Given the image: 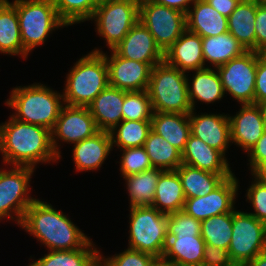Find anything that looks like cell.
<instances>
[{
	"instance_id": "obj_13",
	"label": "cell",
	"mask_w": 266,
	"mask_h": 266,
	"mask_svg": "<svg viewBox=\"0 0 266 266\" xmlns=\"http://www.w3.org/2000/svg\"><path fill=\"white\" fill-rule=\"evenodd\" d=\"M98 131L88 107L64 104L51 131L53 149L57 156L61 158L60 144L57 143L59 140L75 144L93 136Z\"/></svg>"
},
{
	"instance_id": "obj_39",
	"label": "cell",
	"mask_w": 266,
	"mask_h": 266,
	"mask_svg": "<svg viewBox=\"0 0 266 266\" xmlns=\"http://www.w3.org/2000/svg\"><path fill=\"white\" fill-rule=\"evenodd\" d=\"M120 172L122 177L140 173L153 168L145 148L134 147L121 149Z\"/></svg>"
},
{
	"instance_id": "obj_50",
	"label": "cell",
	"mask_w": 266,
	"mask_h": 266,
	"mask_svg": "<svg viewBox=\"0 0 266 266\" xmlns=\"http://www.w3.org/2000/svg\"><path fill=\"white\" fill-rule=\"evenodd\" d=\"M246 266H266V251L257 255Z\"/></svg>"
},
{
	"instance_id": "obj_47",
	"label": "cell",
	"mask_w": 266,
	"mask_h": 266,
	"mask_svg": "<svg viewBox=\"0 0 266 266\" xmlns=\"http://www.w3.org/2000/svg\"><path fill=\"white\" fill-rule=\"evenodd\" d=\"M215 10L225 17H229L235 10L238 0H208L207 1Z\"/></svg>"
},
{
	"instance_id": "obj_48",
	"label": "cell",
	"mask_w": 266,
	"mask_h": 266,
	"mask_svg": "<svg viewBox=\"0 0 266 266\" xmlns=\"http://www.w3.org/2000/svg\"><path fill=\"white\" fill-rule=\"evenodd\" d=\"M151 2L187 13L194 0H149ZM191 4V5H190Z\"/></svg>"
},
{
	"instance_id": "obj_43",
	"label": "cell",
	"mask_w": 266,
	"mask_h": 266,
	"mask_svg": "<svg viewBox=\"0 0 266 266\" xmlns=\"http://www.w3.org/2000/svg\"><path fill=\"white\" fill-rule=\"evenodd\" d=\"M202 266H235L228 250L212 245H205Z\"/></svg>"
},
{
	"instance_id": "obj_9",
	"label": "cell",
	"mask_w": 266,
	"mask_h": 266,
	"mask_svg": "<svg viewBox=\"0 0 266 266\" xmlns=\"http://www.w3.org/2000/svg\"><path fill=\"white\" fill-rule=\"evenodd\" d=\"M232 231L228 253L235 266H246L266 251V224L249 212L233 211Z\"/></svg>"
},
{
	"instance_id": "obj_35",
	"label": "cell",
	"mask_w": 266,
	"mask_h": 266,
	"mask_svg": "<svg viewBox=\"0 0 266 266\" xmlns=\"http://www.w3.org/2000/svg\"><path fill=\"white\" fill-rule=\"evenodd\" d=\"M151 131V120H122L111 131L112 148L142 147Z\"/></svg>"
},
{
	"instance_id": "obj_32",
	"label": "cell",
	"mask_w": 266,
	"mask_h": 266,
	"mask_svg": "<svg viewBox=\"0 0 266 266\" xmlns=\"http://www.w3.org/2000/svg\"><path fill=\"white\" fill-rule=\"evenodd\" d=\"M202 51L204 62L208 61L216 68L242 55L246 50L230 32H226L217 36L202 37Z\"/></svg>"
},
{
	"instance_id": "obj_45",
	"label": "cell",
	"mask_w": 266,
	"mask_h": 266,
	"mask_svg": "<svg viewBox=\"0 0 266 266\" xmlns=\"http://www.w3.org/2000/svg\"><path fill=\"white\" fill-rule=\"evenodd\" d=\"M256 52L266 48V5L257 0L255 16Z\"/></svg>"
},
{
	"instance_id": "obj_20",
	"label": "cell",
	"mask_w": 266,
	"mask_h": 266,
	"mask_svg": "<svg viewBox=\"0 0 266 266\" xmlns=\"http://www.w3.org/2000/svg\"><path fill=\"white\" fill-rule=\"evenodd\" d=\"M182 163L219 175H233L227 158L200 138L190 134L182 152Z\"/></svg>"
},
{
	"instance_id": "obj_27",
	"label": "cell",
	"mask_w": 266,
	"mask_h": 266,
	"mask_svg": "<svg viewBox=\"0 0 266 266\" xmlns=\"http://www.w3.org/2000/svg\"><path fill=\"white\" fill-rule=\"evenodd\" d=\"M215 70L210 66L195 70L192 80L187 77L188 97L192 110H195L196 100L210 104L223 99L225 92L219 74Z\"/></svg>"
},
{
	"instance_id": "obj_44",
	"label": "cell",
	"mask_w": 266,
	"mask_h": 266,
	"mask_svg": "<svg viewBox=\"0 0 266 266\" xmlns=\"http://www.w3.org/2000/svg\"><path fill=\"white\" fill-rule=\"evenodd\" d=\"M266 102V60L257 52L254 104Z\"/></svg>"
},
{
	"instance_id": "obj_5",
	"label": "cell",
	"mask_w": 266,
	"mask_h": 266,
	"mask_svg": "<svg viewBox=\"0 0 266 266\" xmlns=\"http://www.w3.org/2000/svg\"><path fill=\"white\" fill-rule=\"evenodd\" d=\"M187 77L188 74L165 61L152 68L147 91L154 112L189 114L192 111Z\"/></svg>"
},
{
	"instance_id": "obj_4",
	"label": "cell",
	"mask_w": 266,
	"mask_h": 266,
	"mask_svg": "<svg viewBox=\"0 0 266 266\" xmlns=\"http://www.w3.org/2000/svg\"><path fill=\"white\" fill-rule=\"evenodd\" d=\"M109 85L108 67L102 53L90 52L80 58L66 77L64 104L88 107Z\"/></svg>"
},
{
	"instance_id": "obj_19",
	"label": "cell",
	"mask_w": 266,
	"mask_h": 266,
	"mask_svg": "<svg viewBox=\"0 0 266 266\" xmlns=\"http://www.w3.org/2000/svg\"><path fill=\"white\" fill-rule=\"evenodd\" d=\"M164 61L185 73L206 68L202 51V37L186 29L164 52Z\"/></svg>"
},
{
	"instance_id": "obj_33",
	"label": "cell",
	"mask_w": 266,
	"mask_h": 266,
	"mask_svg": "<svg viewBox=\"0 0 266 266\" xmlns=\"http://www.w3.org/2000/svg\"><path fill=\"white\" fill-rule=\"evenodd\" d=\"M162 172V169L152 168L123 177L126 181V188L130 196V208L152 206L156 186Z\"/></svg>"
},
{
	"instance_id": "obj_30",
	"label": "cell",
	"mask_w": 266,
	"mask_h": 266,
	"mask_svg": "<svg viewBox=\"0 0 266 266\" xmlns=\"http://www.w3.org/2000/svg\"><path fill=\"white\" fill-rule=\"evenodd\" d=\"M185 200L178 173L175 170L163 171L156 186L152 207L162 213L170 214L183 210Z\"/></svg>"
},
{
	"instance_id": "obj_53",
	"label": "cell",
	"mask_w": 266,
	"mask_h": 266,
	"mask_svg": "<svg viewBox=\"0 0 266 266\" xmlns=\"http://www.w3.org/2000/svg\"><path fill=\"white\" fill-rule=\"evenodd\" d=\"M260 53H261V56L266 60V48Z\"/></svg>"
},
{
	"instance_id": "obj_24",
	"label": "cell",
	"mask_w": 266,
	"mask_h": 266,
	"mask_svg": "<svg viewBox=\"0 0 266 266\" xmlns=\"http://www.w3.org/2000/svg\"><path fill=\"white\" fill-rule=\"evenodd\" d=\"M205 241L201 236L167 237L162 259L176 266H202Z\"/></svg>"
},
{
	"instance_id": "obj_10",
	"label": "cell",
	"mask_w": 266,
	"mask_h": 266,
	"mask_svg": "<svg viewBox=\"0 0 266 266\" xmlns=\"http://www.w3.org/2000/svg\"><path fill=\"white\" fill-rule=\"evenodd\" d=\"M10 170L0 168V220L9 217L20 225L25 211L36 200L29 195L34 168L12 166ZM15 216V217H13Z\"/></svg>"
},
{
	"instance_id": "obj_11",
	"label": "cell",
	"mask_w": 266,
	"mask_h": 266,
	"mask_svg": "<svg viewBox=\"0 0 266 266\" xmlns=\"http://www.w3.org/2000/svg\"><path fill=\"white\" fill-rule=\"evenodd\" d=\"M139 21L153 35L163 52L186 30L185 13L149 0L139 2Z\"/></svg>"
},
{
	"instance_id": "obj_46",
	"label": "cell",
	"mask_w": 266,
	"mask_h": 266,
	"mask_svg": "<svg viewBox=\"0 0 266 266\" xmlns=\"http://www.w3.org/2000/svg\"><path fill=\"white\" fill-rule=\"evenodd\" d=\"M250 170L266 159V131L248 152Z\"/></svg>"
},
{
	"instance_id": "obj_37",
	"label": "cell",
	"mask_w": 266,
	"mask_h": 266,
	"mask_svg": "<svg viewBox=\"0 0 266 266\" xmlns=\"http://www.w3.org/2000/svg\"><path fill=\"white\" fill-rule=\"evenodd\" d=\"M101 0H53L59 17L68 25L89 21Z\"/></svg>"
},
{
	"instance_id": "obj_31",
	"label": "cell",
	"mask_w": 266,
	"mask_h": 266,
	"mask_svg": "<svg viewBox=\"0 0 266 266\" xmlns=\"http://www.w3.org/2000/svg\"><path fill=\"white\" fill-rule=\"evenodd\" d=\"M90 240L83 248L70 251L49 250L28 266H98L100 251Z\"/></svg>"
},
{
	"instance_id": "obj_1",
	"label": "cell",
	"mask_w": 266,
	"mask_h": 266,
	"mask_svg": "<svg viewBox=\"0 0 266 266\" xmlns=\"http://www.w3.org/2000/svg\"><path fill=\"white\" fill-rule=\"evenodd\" d=\"M0 152L5 165L31 167L60 159L52 146L51 131L16 120L12 115L0 124Z\"/></svg>"
},
{
	"instance_id": "obj_26",
	"label": "cell",
	"mask_w": 266,
	"mask_h": 266,
	"mask_svg": "<svg viewBox=\"0 0 266 266\" xmlns=\"http://www.w3.org/2000/svg\"><path fill=\"white\" fill-rule=\"evenodd\" d=\"M257 0L241 1L227 18L230 32L246 51H256L255 16Z\"/></svg>"
},
{
	"instance_id": "obj_16",
	"label": "cell",
	"mask_w": 266,
	"mask_h": 266,
	"mask_svg": "<svg viewBox=\"0 0 266 266\" xmlns=\"http://www.w3.org/2000/svg\"><path fill=\"white\" fill-rule=\"evenodd\" d=\"M114 50L123 58L142 63L159 64L164 61V52L140 21L130 29Z\"/></svg>"
},
{
	"instance_id": "obj_42",
	"label": "cell",
	"mask_w": 266,
	"mask_h": 266,
	"mask_svg": "<svg viewBox=\"0 0 266 266\" xmlns=\"http://www.w3.org/2000/svg\"><path fill=\"white\" fill-rule=\"evenodd\" d=\"M246 190V197L254 209L249 214L266 224V183H262L256 179Z\"/></svg>"
},
{
	"instance_id": "obj_18",
	"label": "cell",
	"mask_w": 266,
	"mask_h": 266,
	"mask_svg": "<svg viewBox=\"0 0 266 266\" xmlns=\"http://www.w3.org/2000/svg\"><path fill=\"white\" fill-rule=\"evenodd\" d=\"M240 111L229 115L231 142L248 152L265 132L260 106L240 105Z\"/></svg>"
},
{
	"instance_id": "obj_28",
	"label": "cell",
	"mask_w": 266,
	"mask_h": 266,
	"mask_svg": "<svg viewBox=\"0 0 266 266\" xmlns=\"http://www.w3.org/2000/svg\"><path fill=\"white\" fill-rule=\"evenodd\" d=\"M0 53L27 58L24 50L16 7L8 0H0Z\"/></svg>"
},
{
	"instance_id": "obj_40",
	"label": "cell",
	"mask_w": 266,
	"mask_h": 266,
	"mask_svg": "<svg viewBox=\"0 0 266 266\" xmlns=\"http://www.w3.org/2000/svg\"><path fill=\"white\" fill-rule=\"evenodd\" d=\"M105 257L99 254L100 266H152L158 259L152 254L130 248L111 257Z\"/></svg>"
},
{
	"instance_id": "obj_51",
	"label": "cell",
	"mask_w": 266,
	"mask_h": 266,
	"mask_svg": "<svg viewBox=\"0 0 266 266\" xmlns=\"http://www.w3.org/2000/svg\"><path fill=\"white\" fill-rule=\"evenodd\" d=\"M152 266H176L175 264L165 261L162 258H158Z\"/></svg>"
},
{
	"instance_id": "obj_29",
	"label": "cell",
	"mask_w": 266,
	"mask_h": 266,
	"mask_svg": "<svg viewBox=\"0 0 266 266\" xmlns=\"http://www.w3.org/2000/svg\"><path fill=\"white\" fill-rule=\"evenodd\" d=\"M175 171L181 180L186 199L208 195L231 176L215 174L183 163Z\"/></svg>"
},
{
	"instance_id": "obj_8",
	"label": "cell",
	"mask_w": 266,
	"mask_h": 266,
	"mask_svg": "<svg viewBox=\"0 0 266 266\" xmlns=\"http://www.w3.org/2000/svg\"><path fill=\"white\" fill-rule=\"evenodd\" d=\"M140 0H101L92 17L96 31L113 50L139 21Z\"/></svg>"
},
{
	"instance_id": "obj_38",
	"label": "cell",
	"mask_w": 266,
	"mask_h": 266,
	"mask_svg": "<svg viewBox=\"0 0 266 266\" xmlns=\"http://www.w3.org/2000/svg\"><path fill=\"white\" fill-rule=\"evenodd\" d=\"M153 113L147 90L125 93L122 106L123 120H151Z\"/></svg>"
},
{
	"instance_id": "obj_49",
	"label": "cell",
	"mask_w": 266,
	"mask_h": 266,
	"mask_svg": "<svg viewBox=\"0 0 266 266\" xmlns=\"http://www.w3.org/2000/svg\"><path fill=\"white\" fill-rule=\"evenodd\" d=\"M251 175L256 180L266 183V159L260 162L252 171Z\"/></svg>"
},
{
	"instance_id": "obj_55",
	"label": "cell",
	"mask_w": 266,
	"mask_h": 266,
	"mask_svg": "<svg viewBox=\"0 0 266 266\" xmlns=\"http://www.w3.org/2000/svg\"><path fill=\"white\" fill-rule=\"evenodd\" d=\"M262 3H264L266 5V0H261Z\"/></svg>"
},
{
	"instance_id": "obj_17",
	"label": "cell",
	"mask_w": 266,
	"mask_h": 266,
	"mask_svg": "<svg viewBox=\"0 0 266 266\" xmlns=\"http://www.w3.org/2000/svg\"><path fill=\"white\" fill-rule=\"evenodd\" d=\"M188 116L191 134L225 156L227 148L231 144L229 114L201 113V115H196L192 110Z\"/></svg>"
},
{
	"instance_id": "obj_25",
	"label": "cell",
	"mask_w": 266,
	"mask_h": 266,
	"mask_svg": "<svg viewBox=\"0 0 266 266\" xmlns=\"http://www.w3.org/2000/svg\"><path fill=\"white\" fill-rule=\"evenodd\" d=\"M151 130L182 153L191 134L189 116L182 113L154 112Z\"/></svg>"
},
{
	"instance_id": "obj_12",
	"label": "cell",
	"mask_w": 266,
	"mask_h": 266,
	"mask_svg": "<svg viewBox=\"0 0 266 266\" xmlns=\"http://www.w3.org/2000/svg\"><path fill=\"white\" fill-rule=\"evenodd\" d=\"M225 94L245 104H254L257 52L245 51L242 55L215 68Z\"/></svg>"
},
{
	"instance_id": "obj_22",
	"label": "cell",
	"mask_w": 266,
	"mask_h": 266,
	"mask_svg": "<svg viewBox=\"0 0 266 266\" xmlns=\"http://www.w3.org/2000/svg\"><path fill=\"white\" fill-rule=\"evenodd\" d=\"M126 92L108 85L88 106L98 130L109 132L123 120L122 106Z\"/></svg>"
},
{
	"instance_id": "obj_34",
	"label": "cell",
	"mask_w": 266,
	"mask_h": 266,
	"mask_svg": "<svg viewBox=\"0 0 266 266\" xmlns=\"http://www.w3.org/2000/svg\"><path fill=\"white\" fill-rule=\"evenodd\" d=\"M143 147L153 168L173 171L182 164V153L152 130L149 132Z\"/></svg>"
},
{
	"instance_id": "obj_41",
	"label": "cell",
	"mask_w": 266,
	"mask_h": 266,
	"mask_svg": "<svg viewBox=\"0 0 266 266\" xmlns=\"http://www.w3.org/2000/svg\"><path fill=\"white\" fill-rule=\"evenodd\" d=\"M175 235L201 236V221L183 210L167 214V237Z\"/></svg>"
},
{
	"instance_id": "obj_36",
	"label": "cell",
	"mask_w": 266,
	"mask_h": 266,
	"mask_svg": "<svg viewBox=\"0 0 266 266\" xmlns=\"http://www.w3.org/2000/svg\"><path fill=\"white\" fill-rule=\"evenodd\" d=\"M233 212L219 214L201 221V237L205 245L228 250L232 239Z\"/></svg>"
},
{
	"instance_id": "obj_54",
	"label": "cell",
	"mask_w": 266,
	"mask_h": 266,
	"mask_svg": "<svg viewBox=\"0 0 266 266\" xmlns=\"http://www.w3.org/2000/svg\"><path fill=\"white\" fill-rule=\"evenodd\" d=\"M239 2H241V1H255V0H238Z\"/></svg>"
},
{
	"instance_id": "obj_7",
	"label": "cell",
	"mask_w": 266,
	"mask_h": 266,
	"mask_svg": "<svg viewBox=\"0 0 266 266\" xmlns=\"http://www.w3.org/2000/svg\"><path fill=\"white\" fill-rule=\"evenodd\" d=\"M129 247L162 258L167 244V214L152 206L132 207Z\"/></svg>"
},
{
	"instance_id": "obj_6",
	"label": "cell",
	"mask_w": 266,
	"mask_h": 266,
	"mask_svg": "<svg viewBox=\"0 0 266 266\" xmlns=\"http://www.w3.org/2000/svg\"><path fill=\"white\" fill-rule=\"evenodd\" d=\"M24 50L29 54L44 44L56 28L68 25L59 17L53 0H14Z\"/></svg>"
},
{
	"instance_id": "obj_21",
	"label": "cell",
	"mask_w": 266,
	"mask_h": 266,
	"mask_svg": "<svg viewBox=\"0 0 266 266\" xmlns=\"http://www.w3.org/2000/svg\"><path fill=\"white\" fill-rule=\"evenodd\" d=\"M108 131L99 130L93 136L74 144L72 158L76 171L99 170L112 150Z\"/></svg>"
},
{
	"instance_id": "obj_23",
	"label": "cell",
	"mask_w": 266,
	"mask_h": 266,
	"mask_svg": "<svg viewBox=\"0 0 266 266\" xmlns=\"http://www.w3.org/2000/svg\"><path fill=\"white\" fill-rule=\"evenodd\" d=\"M192 7L186 13L187 30L201 37L228 32L227 17L220 14L208 2L194 0Z\"/></svg>"
},
{
	"instance_id": "obj_3",
	"label": "cell",
	"mask_w": 266,
	"mask_h": 266,
	"mask_svg": "<svg viewBox=\"0 0 266 266\" xmlns=\"http://www.w3.org/2000/svg\"><path fill=\"white\" fill-rule=\"evenodd\" d=\"M63 94L41 84L12 89L6 105L14 109L12 116L19 121L53 130L64 105Z\"/></svg>"
},
{
	"instance_id": "obj_52",
	"label": "cell",
	"mask_w": 266,
	"mask_h": 266,
	"mask_svg": "<svg viewBox=\"0 0 266 266\" xmlns=\"http://www.w3.org/2000/svg\"><path fill=\"white\" fill-rule=\"evenodd\" d=\"M259 106L263 118L264 130L266 131V102L259 104Z\"/></svg>"
},
{
	"instance_id": "obj_2",
	"label": "cell",
	"mask_w": 266,
	"mask_h": 266,
	"mask_svg": "<svg viewBox=\"0 0 266 266\" xmlns=\"http://www.w3.org/2000/svg\"><path fill=\"white\" fill-rule=\"evenodd\" d=\"M19 226L43 245L45 244L48 250L79 249L91 240L66 214L39 199H36L25 211Z\"/></svg>"
},
{
	"instance_id": "obj_14",
	"label": "cell",
	"mask_w": 266,
	"mask_h": 266,
	"mask_svg": "<svg viewBox=\"0 0 266 266\" xmlns=\"http://www.w3.org/2000/svg\"><path fill=\"white\" fill-rule=\"evenodd\" d=\"M92 52L104 55L110 86L127 92L148 89L152 68L157 64H147L123 58L114 49L111 50L110 57L97 48Z\"/></svg>"
},
{
	"instance_id": "obj_15",
	"label": "cell",
	"mask_w": 266,
	"mask_h": 266,
	"mask_svg": "<svg viewBox=\"0 0 266 266\" xmlns=\"http://www.w3.org/2000/svg\"><path fill=\"white\" fill-rule=\"evenodd\" d=\"M238 183L235 175H231L208 195L187 198L183 211L199 221L219 214L233 212L235 210V199L238 195L237 191L239 190Z\"/></svg>"
}]
</instances>
